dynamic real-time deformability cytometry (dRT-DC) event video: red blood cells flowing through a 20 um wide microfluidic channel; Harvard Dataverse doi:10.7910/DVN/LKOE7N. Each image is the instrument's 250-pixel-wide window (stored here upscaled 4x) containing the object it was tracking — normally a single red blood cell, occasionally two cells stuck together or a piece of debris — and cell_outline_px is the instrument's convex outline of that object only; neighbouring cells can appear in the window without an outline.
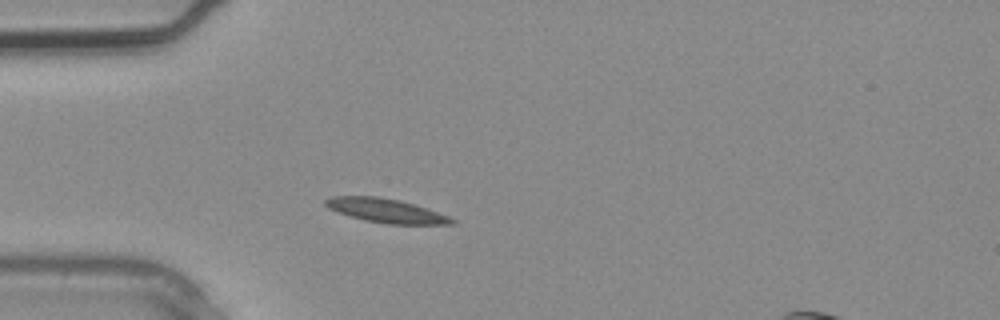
{"species": "common noctule bat (a hibernating species)", "species_latin": "Nyctalus noctula", "temperature_condition": "warm", "stored_images_in_passage": 2, "segment_of_instrument_passage": [1, 2], "camera_frame_rate_fps": 3000, "um_per_image_px": 0.085, "animal": {"sex": "male", "body_mass_g": 20.4}, "frame": {"image": 1, "passage_image": 1, "time_ms": 0.0, "image_size_px": [1000, 320], "cell_outline_px": [[456, 224], [388, 224], [364, 220], [328, 208], [324, 204], [324, 200], [332, 196], [380, 196], [400, 200], [416, 204], [448, 216], [456, 220]], "centroid_in_image_um": [32.83, 17.89], "position_along_channel_um": 52.2, "area_um2": 17.63}}